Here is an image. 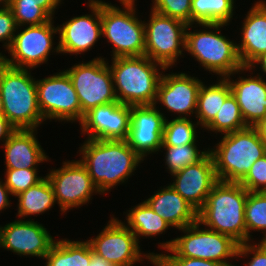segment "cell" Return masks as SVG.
<instances>
[{
    "label": "cell",
    "mask_w": 266,
    "mask_h": 266,
    "mask_svg": "<svg viewBox=\"0 0 266 266\" xmlns=\"http://www.w3.org/2000/svg\"><path fill=\"white\" fill-rule=\"evenodd\" d=\"M79 148L80 162L102 195L128 180L143 161L126 140L87 139Z\"/></svg>",
    "instance_id": "6da1fadb"
},
{
    "label": "cell",
    "mask_w": 266,
    "mask_h": 266,
    "mask_svg": "<svg viewBox=\"0 0 266 266\" xmlns=\"http://www.w3.org/2000/svg\"><path fill=\"white\" fill-rule=\"evenodd\" d=\"M248 191L235 182L218 181L203 207L198 221L203 227L231 237L239 245L247 242L245 206Z\"/></svg>",
    "instance_id": "7a4b0ae2"
},
{
    "label": "cell",
    "mask_w": 266,
    "mask_h": 266,
    "mask_svg": "<svg viewBox=\"0 0 266 266\" xmlns=\"http://www.w3.org/2000/svg\"><path fill=\"white\" fill-rule=\"evenodd\" d=\"M111 64L114 92L119 103L129 106L155 105L162 76L159 71L167 68L145 55L112 58Z\"/></svg>",
    "instance_id": "3957f363"
},
{
    "label": "cell",
    "mask_w": 266,
    "mask_h": 266,
    "mask_svg": "<svg viewBox=\"0 0 266 266\" xmlns=\"http://www.w3.org/2000/svg\"><path fill=\"white\" fill-rule=\"evenodd\" d=\"M0 94L3 115L16 129H35L43 123L36 79L30 69L10 67L0 60Z\"/></svg>",
    "instance_id": "277c9868"
},
{
    "label": "cell",
    "mask_w": 266,
    "mask_h": 266,
    "mask_svg": "<svg viewBox=\"0 0 266 266\" xmlns=\"http://www.w3.org/2000/svg\"><path fill=\"white\" fill-rule=\"evenodd\" d=\"M216 149H208L212 156L218 181L239 183L257 160L266 154V143L256 127L224 134L215 144Z\"/></svg>",
    "instance_id": "5b68a950"
},
{
    "label": "cell",
    "mask_w": 266,
    "mask_h": 266,
    "mask_svg": "<svg viewBox=\"0 0 266 266\" xmlns=\"http://www.w3.org/2000/svg\"><path fill=\"white\" fill-rule=\"evenodd\" d=\"M198 25L213 30L203 29L190 32V28L193 26L188 24L185 31L184 50L190 53L205 68L204 70L216 73L221 78L238 74L244 70L248 71V67H244L239 58L237 43L227 39L219 32L220 28L226 24L198 23Z\"/></svg>",
    "instance_id": "8992f818"
},
{
    "label": "cell",
    "mask_w": 266,
    "mask_h": 266,
    "mask_svg": "<svg viewBox=\"0 0 266 266\" xmlns=\"http://www.w3.org/2000/svg\"><path fill=\"white\" fill-rule=\"evenodd\" d=\"M123 9L101 0L102 36L114 46L112 58L144 56V21L135 15V1H120Z\"/></svg>",
    "instance_id": "52a82bcc"
},
{
    "label": "cell",
    "mask_w": 266,
    "mask_h": 266,
    "mask_svg": "<svg viewBox=\"0 0 266 266\" xmlns=\"http://www.w3.org/2000/svg\"><path fill=\"white\" fill-rule=\"evenodd\" d=\"M199 221L180 230L185 235L159 243L162 249L172 254H158V257H188L220 262L235 266L227 260L237 256L239 244L231 237L210 229H200Z\"/></svg>",
    "instance_id": "ba28073f"
},
{
    "label": "cell",
    "mask_w": 266,
    "mask_h": 266,
    "mask_svg": "<svg viewBox=\"0 0 266 266\" xmlns=\"http://www.w3.org/2000/svg\"><path fill=\"white\" fill-rule=\"evenodd\" d=\"M105 58L97 57L64 70L70 77L81 105V121L90 109L118 102L113 76Z\"/></svg>",
    "instance_id": "9c48e42d"
},
{
    "label": "cell",
    "mask_w": 266,
    "mask_h": 266,
    "mask_svg": "<svg viewBox=\"0 0 266 266\" xmlns=\"http://www.w3.org/2000/svg\"><path fill=\"white\" fill-rule=\"evenodd\" d=\"M149 22L145 26V53L152 61L165 68L172 67L185 49L187 24L151 10Z\"/></svg>",
    "instance_id": "30bf717a"
},
{
    "label": "cell",
    "mask_w": 266,
    "mask_h": 266,
    "mask_svg": "<svg viewBox=\"0 0 266 266\" xmlns=\"http://www.w3.org/2000/svg\"><path fill=\"white\" fill-rule=\"evenodd\" d=\"M94 253L116 266H133L137 261L149 259L155 265L158 253L142 255L135 234L117 218H110L107 226L95 238L87 240Z\"/></svg>",
    "instance_id": "8fae6325"
},
{
    "label": "cell",
    "mask_w": 266,
    "mask_h": 266,
    "mask_svg": "<svg viewBox=\"0 0 266 266\" xmlns=\"http://www.w3.org/2000/svg\"><path fill=\"white\" fill-rule=\"evenodd\" d=\"M53 20L41 25H31L16 31L10 47L7 49L11 58L0 53V60L14 68L32 69L38 65L46 63L49 59L52 46L53 35L58 33V27H54Z\"/></svg>",
    "instance_id": "7c38bea8"
},
{
    "label": "cell",
    "mask_w": 266,
    "mask_h": 266,
    "mask_svg": "<svg viewBox=\"0 0 266 266\" xmlns=\"http://www.w3.org/2000/svg\"><path fill=\"white\" fill-rule=\"evenodd\" d=\"M40 112L46 119L81 122V105L72 81L65 71L36 80Z\"/></svg>",
    "instance_id": "4fadbf2b"
},
{
    "label": "cell",
    "mask_w": 266,
    "mask_h": 266,
    "mask_svg": "<svg viewBox=\"0 0 266 266\" xmlns=\"http://www.w3.org/2000/svg\"><path fill=\"white\" fill-rule=\"evenodd\" d=\"M61 168L50 170L47 176L62 213L89 203L92 195L100 194L80 160L63 161ZM94 193V194H93Z\"/></svg>",
    "instance_id": "5bb4252c"
},
{
    "label": "cell",
    "mask_w": 266,
    "mask_h": 266,
    "mask_svg": "<svg viewBox=\"0 0 266 266\" xmlns=\"http://www.w3.org/2000/svg\"><path fill=\"white\" fill-rule=\"evenodd\" d=\"M92 14L74 16L58 27L59 43L56 53L78 55L92 49L99 38H102L101 0L88 2Z\"/></svg>",
    "instance_id": "9a60e30c"
},
{
    "label": "cell",
    "mask_w": 266,
    "mask_h": 266,
    "mask_svg": "<svg viewBox=\"0 0 266 266\" xmlns=\"http://www.w3.org/2000/svg\"><path fill=\"white\" fill-rule=\"evenodd\" d=\"M130 122L131 106L112 102L90 109L79 125L86 139L126 140Z\"/></svg>",
    "instance_id": "2e32d148"
},
{
    "label": "cell",
    "mask_w": 266,
    "mask_h": 266,
    "mask_svg": "<svg viewBox=\"0 0 266 266\" xmlns=\"http://www.w3.org/2000/svg\"><path fill=\"white\" fill-rule=\"evenodd\" d=\"M55 240L46 228L34 220H15L0 226V248L17 255L45 258Z\"/></svg>",
    "instance_id": "e0dca14e"
},
{
    "label": "cell",
    "mask_w": 266,
    "mask_h": 266,
    "mask_svg": "<svg viewBox=\"0 0 266 266\" xmlns=\"http://www.w3.org/2000/svg\"><path fill=\"white\" fill-rule=\"evenodd\" d=\"M166 117L155 105L131 106L128 145L144 160L161 149Z\"/></svg>",
    "instance_id": "ac0fdd59"
},
{
    "label": "cell",
    "mask_w": 266,
    "mask_h": 266,
    "mask_svg": "<svg viewBox=\"0 0 266 266\" xmlns=\"http://www.w3.org/2000/svg\"><path fill=\"white\" fill-rule=\"evenodd\" d=\"M172 176L175 179L170 185L197 211L203 207L212 187L218 182L209 152L197 163L186 166Z\"/></svg>",
    "instance_id": "d6986e66"
},
{
    "label": "cell",
    "mask_w": 266,
    "mask_h": 266,
    "mask_svg": "<svg viewBox=\"0 0 266 266\" xmlns=\"http://www.w3.org/2000/svg\"><path fill=\"white\" fill-rule=\"evenodd\" d=\"M202 81L185 73L162 74L155 104L160 102L167 110L180 114L178 118L196 115L197 97ZM183 116H182V115ZM189 114V115H188ZM187 115V117H186Z\"/></svg>",
    "instance_id": "ffe728a7"
},
{
    "label": "cell",
    "mask_w": 266,
    "mask_h": 266,
    "mask_svg": "<svg viewBox=\"0 0 266 266\" xmlns=\"http://www.w3.org/2000/svg\"><path fill=\"white\" fill-rule=\"evenodd\" d=\"M258 75V76H257ZM248 78L240 77L230 80L225 77L236 98L246 126L255 127L266 117V81L261 74Z\"/></svg>",
    "instance_id": "44dd1931"
},
{
    "label": "cell",
    "mask_w": 266,
    "mask_h": 266,
    "mask_svg": "<svg viewBox=\"0 0 266 266\" xmlns=\"http://www.w3.org/2000/svg\"><path fill=\"white\" fill-rule=\"evenodd\" d=\"M244 19L237 50L242 65L249 67L256 58L266 53V2L254 3Z\"/></svg>",
    "instance_id": "7402d4cb"
},
{
    "label": "cell",
    "mask_w": 266,
    "mask_h": 266,
    "mask_svg": "<svg viewBox=\"0 0 266 266\" xmlns=\"http://www.w3.org/2000/svg\"><path fill=\"white\" fill-rule=\"evenodd\" d=\"M35 129H16L2 144L5 148L6 169H37L48 156L36 138Z\"/></svg>",
    "instance_id": "603a6c76"
},
{
    "label": "cell",
    "mask_w": 266,
    "mask_h": 266,
    "mask_svg": "<svg viewBox=\"0 0 266 266\" xmlns=\"http://www.w3.org/2000/svg\"><path fill=\"white\" fill-rule=\"evenodd\" d=\"M145 202L171 227L179 230L198 221V211L171 185L159 189Z\"/></svg>",
    "instance_id": "cb8c5ba5"
},
{
    "label": "cell",
    "mask_w": 266,
    "mask_h": 266,
    "mask_svg": "<svg viewBox=\"0 0 266 266\" xmlns=\"http://www.w3.org/2000/svg\"><path fill=\"white\" fill-rule=\"evenodd\" d=\"M201 83L197 97L196 118L202 128H206L216 117L224 101L232 94L231 87L226 78L209 85Z\"/></svg>",
    "instance_id": "d4e9b609"
},
{
    "label": "cell",
    "mask_w": 266,
    "mask_h": 266,
    "mask_svg": "<svg viewBox=\"0 0 266 266\" xmlns=\"http://www.w3.org/2000/svg\"><path fill=\"white\" fill-rule=\"evenodd\" d=\"M92 258L90 243L84 241L55 240L45 255V266H89Z\"/></svg>",
    "instance_id": "484cf974"
},
{
    "label": "cell",
    "mask_w": 266,
    "mask_h": 266,
    "mask_svg": "<svg viewBox=\"0 0 266 266\" xmlns=\"http://www.w3.org/2000/svg\"><path fill=\"white\" fill-rule=\"evenodd\" d=\"M15 197H18V215L16 216L24 219L27 216L40 215L56 203L54 190L47 176Z\"/></svg>",
    "instance_id": "4316f807"
},
{
    "label": "cell",
    "mask_w": 266,
    "mask_h": 266,
    "mask_svg": "<svg viewBox=\"0 0 266 266\" xmlns=\"http://www.w3.org/2000/svg\"><path fill=\"white\" fill-rule=\"evenodd\" d=\"M128 212L125 218L128 224L125 225L135 234L138 242H140V236L152 238L171 227L145 201L131 208Z\"/></svg>",
    "instance_id": "83f0119b"
},
{
    "label": "cell",
    "mask_w": 266,
    "mask_h": 266,
    "mask_svg": "<svg viewBox=\"0 0 266 266\" xmlns=\"http://www.w3.org/2000/svg\"><path fill=\"white\" fill-rule=\"evenodd\" d=\"M234 8V0H192L191 24L220 23L229 25Z\"/></svg>",
    "instance_id": "f1b7e54d"
},
{
    "label": "cell",
    "mask_w": 266,
    "mask_h": 266,
    "mask_svg": "<svg viewBox=\"0 0 266 266\" xmlns=\"http://www.w3.org/2000/svg\"><path fill=\"white\" fill-rule=\"evenodd\" d=\"M236 98L231 94L221 106L214 120L205 128L216 134H228L246 128Z\"/></svg>",
    "instance_id": "f546056e"
},
{
    "label": "cell",
    "mask_w": 266,
    "mask_h": 266,
    "mask_svg": "<svg viewBox=\"0 0 266 266\" xmlns=\"http://www.w3.org/2000/svg\"><path fill=\"white\" fill-rule=\"evenodd\" d=\"M198 122L192 123L190 118H174L170 121L166 119L162 136V146H182L196 144L198 135L196 126Z\"/></svg>",
    "instance_id": "4dcf8cb0"
},
{
    "label": "cell",
    "mask_w": 266,
    "mask_h": 266,
    "mask_svg": "<svg viewBox=\"0 0 266 266\" xmlns=\"http://www.w3.org/2000/svg\"><path fill=\"white\" fill-rule=\"evenodd\" d=\"M247 242L251 241L250 232L262 231L266 241V192H248L245 206ZM251 230V231H250Z\"/></svg>",
    "instance_id": "1f68e13d"
},
{
    "label": "cell",
    "mask_w": 266,
    "mask_h": 266,
    "mask_svg": "<svg viewBox=\"0 0 266 266\" xmlns=\"http://www.w3.org/2000/svg\"><path fill=\"white\" fill-rule=\"evenodd\" d=\"M161 148L166 151L165 165L171 175L188 165L197 163L209 152L208 150L199 151L196 144L161 146Z\"/></svg>",
    "instance_id": "d6a6232c"
},
{
    "label": "cell",
    "mask_w": 266,
    "mask_h": 266,
    "mask_svg": "<svg viewBox=\"0 0 266 266\" xmlns=\"http://www.w3.org/2000/svg\"><path fill=\"white\" fill-rule=\"evenodd\" d=\"M9 9L12 11L18 29L20 26L41 25L51 21V17L42 7L38 4L30 3H10Z\"/></svg>",
    "instance_id": "836d02e7"
},
{
    "label": "cell",
    "mask_w": 266,
    "mask_h": 266,
    "mask_svg": "<svg viewBox=\"0 0 266 266\" xmlns=\"http://www.w3.org/2000/svg\"><path fill=\"white\" fill-rule=\"evenodd\" d=\"M5 185L12 196H17L36 185L43 177L38 176V169H5Z\"/></svg>",
    "instance_id": "e575fe53"
},
{
    "label": "cell",
    "mask_w": 266,
    "mask_h": 266,
    "mask_svg": "<svg viewBox=\"0 0 266 266\" xmlns=\"http://www.w3.org/2000/svg\"><path fill=\"white\" fill-rule=\"evenodd\" d=\"M191 2L192 0H153L151 9L188 25L191 24Z\"/></svg>",
    "instance_id": "d590c367"
},
{
    "label": "cell",
    "mask_w": 266,
    "mask_h": 266,
    "mask_svg": "<svg viewBox=\"0 0 266 266\" xmlns=\"http://www.w3.org/2000/svg\"><path fill=\"white\" fill-rule=\"evenodd\" d=\"M239 183L248 192H266V154L253 163Z\"/></svg>",
    "instance_id": "8d00e7d4"
},
{
    "label": "cell",
    "mask_w": 266,
    "mask_h": 266,
    "mask_svg": "<svg viewBox=\"0 0 266 266\" xmlns=\"http://www.w3.org/2000/svg\"><path fill=\"white\" fill-rule=\"evenodd\" d=\"M252 244L250 242L240 244L236 257H244L252 254L251 261L248 262V265L245 264V266H266V241Z\"/></svg>",
    "instance_id": "74e56055"
},
{
    "label": "cell",
    "mask_w": 266,
    "mask_h": 266,
    "mask_svg": "<svg viewBox=\"0 0 266 266\" xmlns=\"http://www.w3.org/2000/svg\"><path fill=\"white\" fill-rule=\"evenodd\" d=\"M18 30L15 18L9 8H0V42L8 49L13 41L14 35Z\"/></svg>",
    "instance_id": "f35d334b"
},
{
    "label": "cell",
    "mask_w": 266,
    "mask_h": 266,
    "mask_svg": "<svg viewBox=\"0 0 266 266\" xmlns=\"http://www.w3.org/2000/svg\"><path fill=\"white\" fill-rule=\"evenodd\" d=\"M155 266H228L220 262H213L199 258L188 257H158Z\"/></svg>",
    "instance_id": "ab89813d"
},
{
    "label": "cell",
    "mask_w": 266,
    "mask_h": 266,
    "mask_svg": "<svg viewBox=\"0 0 266 266\" xmlns=\"http://www.w3.org/2000/svg\"><path fill=\"white\" fill-rule=\"evenodd\" d=\"M10 3L38 4L52 17L61 2L60 0H10Z\"/></svg>",
    "instance_id": "60d3db41"
},
{
    "label": "cell",
    "mask_w": 266,
    "mask_h": 266,
    "mask_svg": "<svg viewBox=\"0 0 266 266\" xmlns=\"http://www.w3.org/2000/svg\"><path fill=\"white\" fill-rule=\"evenodd\" d=\"M16 128L0 114V140L5 143L8 138L15 132Z\"/></svg>",
    "instance_id": "b9f144b4"
},
{
    "label": "cell",
    "mask_w": 266,
    "mask_h": 266,
    "mask_svg": "<svg viewBox=\"0 0 266 266\" xmlns=\"http://www.w3.org/2000/svg\"><path fill=\"white\" fill-rule=\"evenodd\" d=\"M9 194L11 195V192L8 187L4 182L0 181V211L10 207Z\"/></svg>",
    "instance_id": "7bdbcfd3"
},
{
    "label": "cell",
    "mask_w": 266,
    "mask_h": 266,
    "mask_svg": "<svg viewBox=\"0 0 266 266\" xmlns=\"http://www.w3.org/2000/svg\"><path fill=\"white\" fill-rule=\"evenodd\" d=\"M89 266H116V265L113 263H110L109 261H107L103 257L94 253L92 250V258H91Z\"/></svg>",
    "instance_id": "ee69618b"
},
{
    "label": "cell",
    "mask_w": 266,
    "mask_h": 266,
    "mask_svg": "<svg viewBox=\"0 0 266 266\" xmlns=\"http://www.w3.org/2000/svg\"><path fill=\"white\" fill-rule=\"evenodd\" d=\"M260 65L261 70L266 74V53L260 55L258 58H256L248 67V70L251 71L252 69H255L254 66Z\"/></svg>",
    "instance_id": "f6af8a7d"
},
{
    "label": "cell",
    "mask_w": 266,
    "mask_h": 266,
    "mask_svg": "<svg viewBox=\"0 0 266 266\" xmlns=\"http://www.w3.org/2000/svg\"><path fill=\"white\" fill-rule=\"evenodd\" d=\"M255 127L258 130L260 137L266 143V117L262 119Z\"/></svg>",
    "instance_id": "bcb514c9"
},
{
    "label": "cell",
    "mask_w": 266,
    "mask_h": 266,
    "mask_svg": "<svg viewBox=\"0 0 266 266\" xmlns=\"http://www.w3.org/2000/svg\"><path fill=\"white\" fill-rule=\"evenodd\" d=\"M10 0H0L1 8H9Z\"/></svg>",
    "instance_id": "7dc6e473"
},
{
    "label": "cell",
    "mask_w": 266,
    "mask_h": 266,
    "mask_svg": "<svg viewBox=\"0 0 266 266\" xmlns=\"http://www.w3.org/2000/svg\"><path fill=\"white\" fill-rule=\"evenodd\" d=\"M0 114H3V102L0 94Z\"/></svg>",
    "instance_id": "c3c4849f"
}]
</instances>
